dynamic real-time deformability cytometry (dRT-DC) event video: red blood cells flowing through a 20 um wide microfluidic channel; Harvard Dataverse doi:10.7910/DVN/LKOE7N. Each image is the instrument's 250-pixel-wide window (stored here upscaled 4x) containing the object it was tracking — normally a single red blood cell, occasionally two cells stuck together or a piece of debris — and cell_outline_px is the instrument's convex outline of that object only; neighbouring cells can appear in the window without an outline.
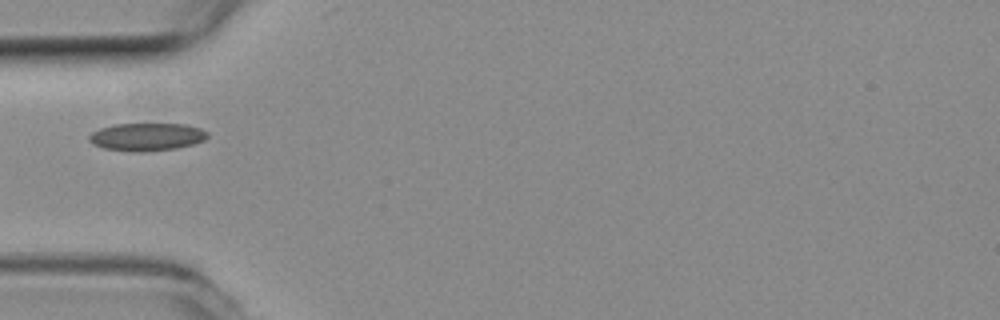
{"species": "common noctule bat (a hibernating species)", "species_latin": "Nyctalus noctula", "temperature_condition": "room temperature", "stored_images_in_passage": 4, "camera_frame_rate_fps": 3000, "um_per_image_px": 0.085, "animal": {"sex": "female", "body_mass_g": 19.3, "forearm_length_mm": 54.1}, "frame": {"image": 1, "passage_image": 1, "time_ms": 0.0, "image_size_px": [1000, 320], "cell_outline_px": [[208, 136], [204, 140], [192, 144], [176, 148], [144, 152], [128, 152], [104, 148], [92, 144], [88, 140], [88, 136], [92, 132], [100, 128], [112, 124], [184, 124], [200, 128], [208, 132]], "centroid_in_image_um": [12.44, 11.64], "position_along_channel_um": 72.6, "area_um2": 19.31}}
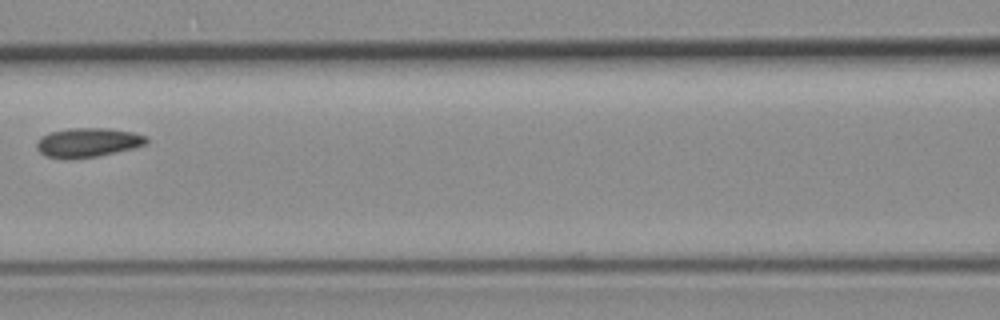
{"frame": {"image": 2, "passage_image": 3, "time_ms": 0.667, "image_size_px": [1000, 320], "cell_outline_px": [[148, 144], [116, 152], [96, 156], [68, 160], [64, 160], [48, 156], [40, 152], [36, 148], [36, 140], [40, 136], [52, 132], [68, 128], [108, 128], [132, 132], [148, 136]], "centroid_in_image_um": [7.45, 12.11], "position_along_channel_um": 159.2, "area_um2": 18.9}}
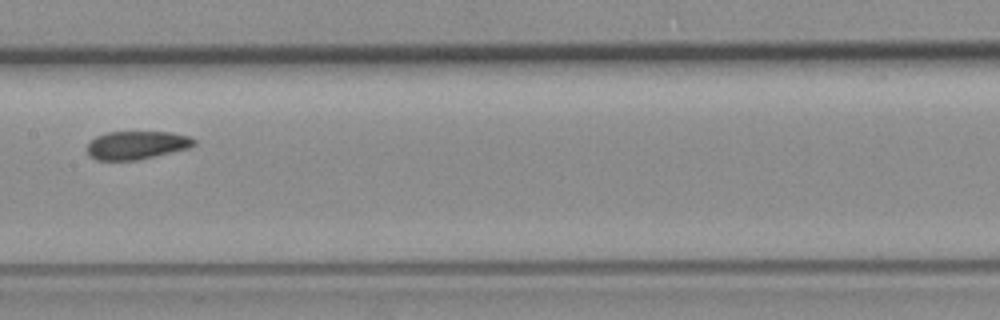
{"frame": {"image": 3, "passage_image": 4, "time_ms": 1.0, "image_size_px": [1000, 320], "cell_outline_px": [[196, 144], [188, 148], [136, 160], [96, 160], [88, 156], [88, 144], [96, 136], [108, 132], [172, 132], [192, 136], [196, 140]], "centroid_in_image_um": [11.63, 12.33], "position_along_channel_um": 195.8, "area_um2": 17.57}}